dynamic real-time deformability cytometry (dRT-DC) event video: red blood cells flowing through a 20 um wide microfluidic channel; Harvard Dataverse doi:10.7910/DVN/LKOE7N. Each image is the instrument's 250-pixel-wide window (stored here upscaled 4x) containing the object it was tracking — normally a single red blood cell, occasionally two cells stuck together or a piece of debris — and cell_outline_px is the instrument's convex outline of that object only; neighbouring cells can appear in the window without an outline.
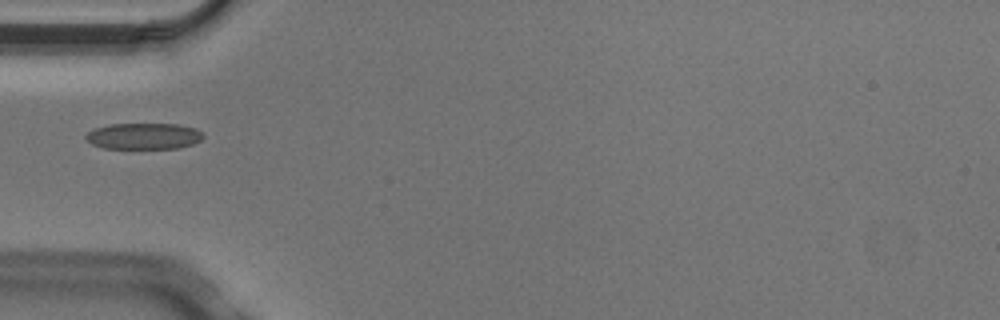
{"species": "Egyptian fruit bat (a non-hibernating species)", "species_latin": "Rousettus aegyptiacus", "temperature_condition": "cold", "stored_images_in_passage": 4, "camera_frame_rate_fps": 3000, "um_per_image_px": 0.085, "animal": {"sex": "male"}, "frame": {"image": 1, "passage_image": 4, "time_ms": 1.0, "image_size_px": [1000, 320], "cell_outline_px": [[204, 136], [200, 140], [192, 144], [176, 148], [104, 148], [92, 144], [84, 136], [92, 128], [108, 124], [180, 124], [196, 128], [204, 132]], "centroid_in_image_um": [12.22, 11.55], "position_along_channel_um": 72.8, "area_um2": 18.03}}